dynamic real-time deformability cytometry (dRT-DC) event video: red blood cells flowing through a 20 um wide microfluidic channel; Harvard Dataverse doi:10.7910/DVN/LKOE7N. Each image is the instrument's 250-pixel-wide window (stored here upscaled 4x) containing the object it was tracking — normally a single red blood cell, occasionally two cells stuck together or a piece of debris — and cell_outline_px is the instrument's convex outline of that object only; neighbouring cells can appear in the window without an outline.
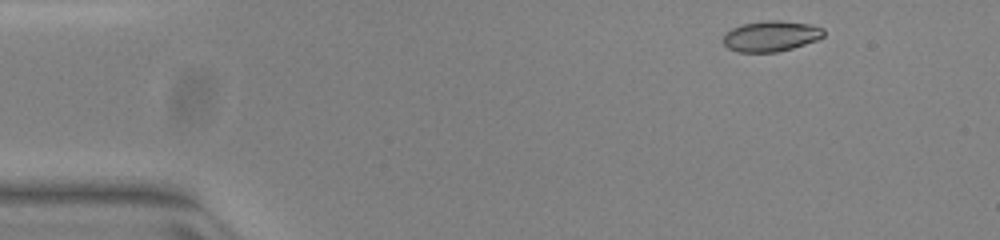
{"species": "common noctule bat (a hibernating species)", "species_latin": "Nyctalus noctula", "temperature_condition": "warm", "stored_images_in_passage": 48, "camera_frame_rate_fps": 3000, "um_per_image_px": 0.085, "animal": {"sex": "female", "body_mass_g": 23.0, "forearm_length_mm": 53.4}, "frame": {"image": 1, "passage_image": 2, "time_ms": 0.333, "image_size_px": [1000, 240], "cell_outline_px": [[824, 36], [816, 40], [792, 48], [776, 52], [740, 52], [728, 48], [724, 44], [724, 36], [732, 28], [744, 24], [768, 20], [780, 20], [812, 24], [824, 28]], "centroid_in_image_um": [65.57, 3.06], "position_along_channel_um": 19.4, "area_um2": 17.8}}
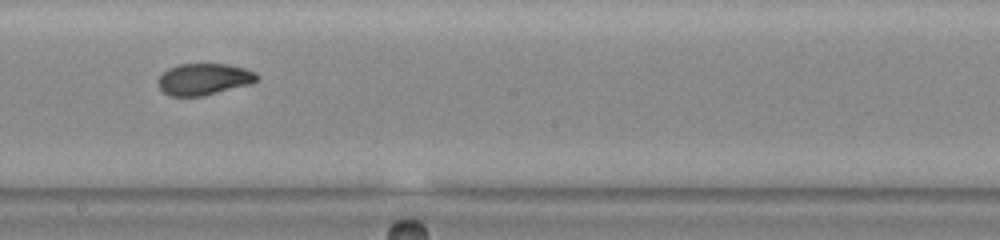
{"frame": {"image": 2, "passage_image": 25, "time_ms": 8.0, "image_size_px": [1000, 240], "cell_outline_px": [[260, 76], [252, 84], [204, 96], [168, 96], [156, 84], [156, 80], [168, 68], [180, 64], [228, 64], [244, 68], [256, 72]], "centroid_in_image_um": [17.34, 6.74], "position_along_channel_um": 230.9, "area_um2": 18.44}}
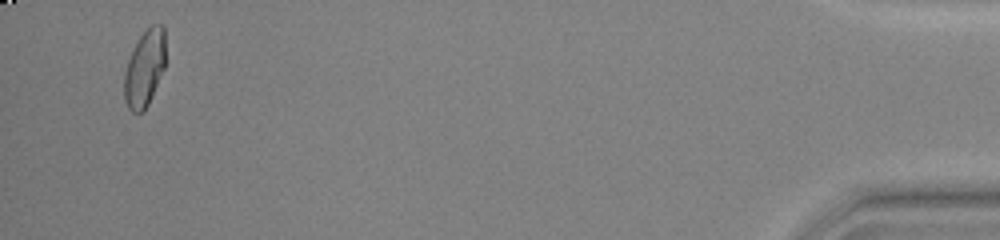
{"frame": {"image": 3, "passage_image": 46, "time_ms": 15.0, "image_size_px": [1000, 240], "cell_outline_px": [[164, 68], [148, 104], [140, 112], [132, 112], [128, 108], [124, 100], [124, 72], [128, 60], [140, 36], [152, 24], [160, 24], [164, 28]], "centroid_in_image_um": [12.27, 5.81], "position_along_channel_um": 422.9, "area_um2": 18.03}, "authors_computed_cell_mechanics": {"area_um2": 18.496, "velocity_mm_per_s": 3.9638, "shape_relaxation_time_tau1_ms": null, "shape_relaxation_time_tau2_ms": 0.7846, "deformation_change_tau1": null, "deformation_change_tau2": 0.0458}}